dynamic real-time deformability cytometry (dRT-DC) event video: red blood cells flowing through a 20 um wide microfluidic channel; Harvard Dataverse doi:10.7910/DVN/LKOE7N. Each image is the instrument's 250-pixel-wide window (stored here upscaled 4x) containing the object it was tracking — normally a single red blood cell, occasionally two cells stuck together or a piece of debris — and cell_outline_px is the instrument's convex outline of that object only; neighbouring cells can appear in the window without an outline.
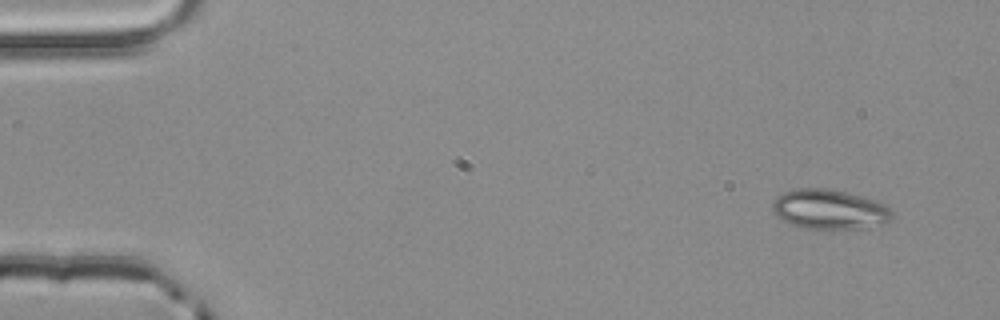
{"species": "common noctule bat (a hibernating species)", "species_latin": "Nyctalus noctula", "temperature_condition": "room temperature", "stored_images_in_passage": 3, "camera_frame_rate_fps": 3000, "um_per_image_px": 0.085, "animal": {"sex": "male", "body_mass_g": 20.4}, "frame": {"image": 1, "passage_image": 1, "time_ms": 0.0, "image_size_px": [1000, 320], "cell_outline_px": [[896, 216], [888, 224], [860, 228], [804, 228], [780, 220], [772, 212], [772, 204], [784, 192], [796, 188], [824, 188], [844, 192], [860, 196], [884, 204]], "centroid_in_image_um": [70.52, 17.81], "position_along_channel_um": 14.5, "area_um2": 27.57}}